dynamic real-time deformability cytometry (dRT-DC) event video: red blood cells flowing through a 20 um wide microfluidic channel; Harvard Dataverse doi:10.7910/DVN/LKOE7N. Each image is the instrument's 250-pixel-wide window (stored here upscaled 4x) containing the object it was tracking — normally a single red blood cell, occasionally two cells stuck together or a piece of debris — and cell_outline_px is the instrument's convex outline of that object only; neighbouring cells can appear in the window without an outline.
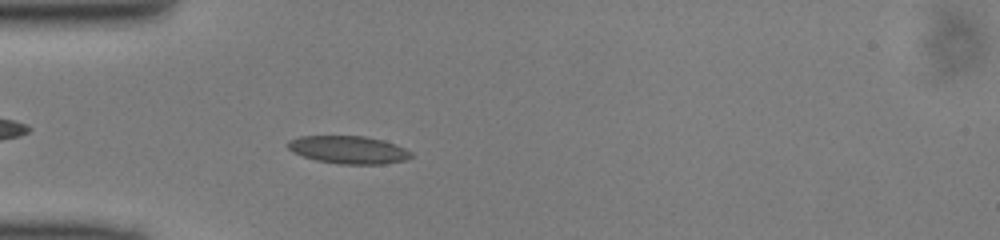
{"species": "common noctule bat (a hibernating species)", "species_latin": "Nyctalus noctula", "temperature_condition": "cold", "stored_images_in_passage": 40, "camera_frame_rate_fps": 3000, "um_per_image_px": 0.085, "animal": {"sex": "male", "body_mass_g": 13.0, "forearm_length_mm": 53.1}, "frame": {"image": 1, "passage_image": 5, "time_ms": 1.333, "image_size_px": [1000, 240], "cell_outline_px": [[412, 156], [404, 160], [384, 164], [340, 164], [316, 160], [292, 152], [288, 148], [288, 140], [300, 136], [364, 136], [384, 140], [396, 144], [412, 152]], "centroid_in_image_um": [29.63, 12.73], "position_along_channel_um": 55.4, "area_um2": 19.94}}
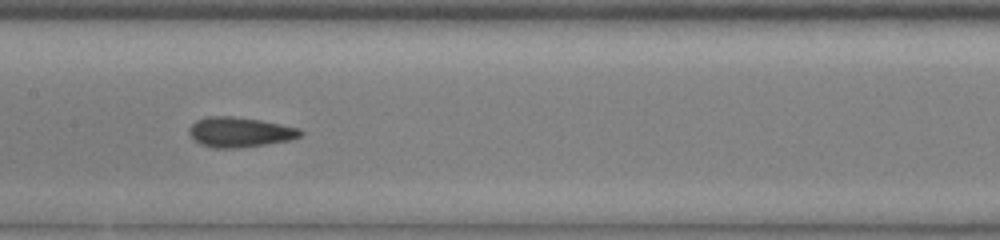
{"frame": {"image": 2, "passage_image": 15, "time_ms": 4.667, "image_size_px": [1000, 240], "cell_outline_px": [[304, 132], [300, 136], [292, 140], [236, 148], [212, 148], [200, 144], [188, 132], [188, 128], [196, 120], [208, 116], [232, 116], [260, 120], [300, 128]], "centroid_in_image_um": [20.38, 11.23], "position_along_channel_um": 187.0, "area_um2": 19.42}}
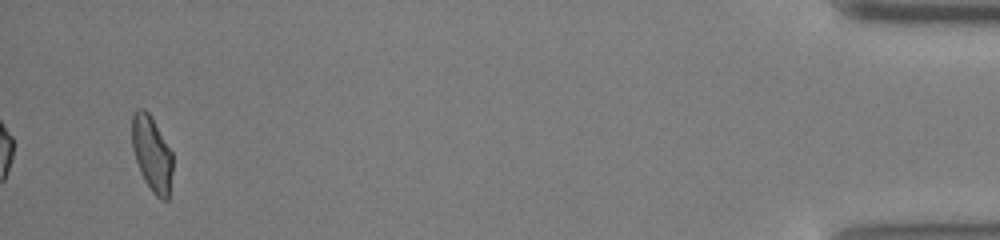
{"frame": {"image": 3, "passage_image": 38, "time_ms": 12.333, "image_size_px": [1000, 240], "cell_outline_px": [[172, 172], [168, 200], [160, 200], [152, 192], [144, 180], [140, 172], [132, 148], [132, 112], [136, 108], [144, 108], [148, 112], [172, 152]], "centroid_in_image_um": [12.89, 13.07], "position_along_channel_um": 422.3, "area_um2": 17.86}}